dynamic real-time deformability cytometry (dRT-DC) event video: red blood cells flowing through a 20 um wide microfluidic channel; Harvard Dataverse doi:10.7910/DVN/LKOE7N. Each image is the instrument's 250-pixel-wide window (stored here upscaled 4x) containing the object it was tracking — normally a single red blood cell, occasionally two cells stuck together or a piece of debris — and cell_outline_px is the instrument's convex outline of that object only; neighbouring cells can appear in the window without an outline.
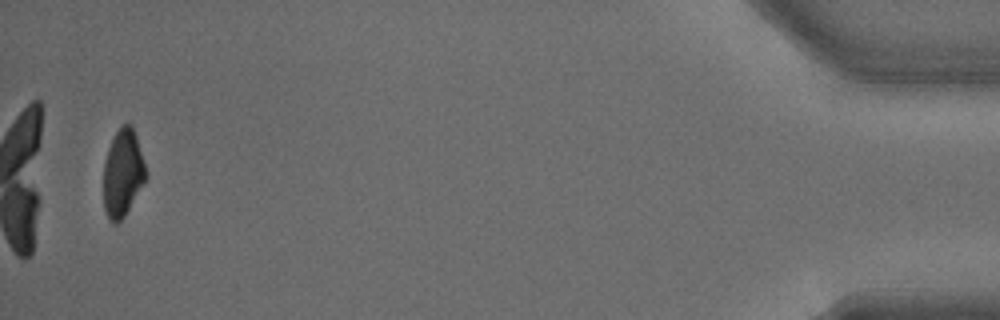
{"species": "common noctule bat (a hibernating species)", "species_latin": "Nyctalus noctula", "temperature_condition": "warm", "stored_images_in_passage": 34, "camera_frame_rate_fps": 3000, "um_per_image_px": 0.085, "animal": {"sex": "male", "body_mass_g": 15.6}, "frame": {"image": 1, "passage_image": 34, "time_ms": 11.0, "image_size_px": [1000, 320], "cell_outline_px": [[148, 176], [124, 216], [116, 224], [112, 224], [104, 208], [104, 160], [108, 148], [120, 124], [132, 124], [136, 136]], "centroid_in_image_um": [10.43, 14.69], "position_along_channel_um": 424.8, "area_um2": 21.39}}